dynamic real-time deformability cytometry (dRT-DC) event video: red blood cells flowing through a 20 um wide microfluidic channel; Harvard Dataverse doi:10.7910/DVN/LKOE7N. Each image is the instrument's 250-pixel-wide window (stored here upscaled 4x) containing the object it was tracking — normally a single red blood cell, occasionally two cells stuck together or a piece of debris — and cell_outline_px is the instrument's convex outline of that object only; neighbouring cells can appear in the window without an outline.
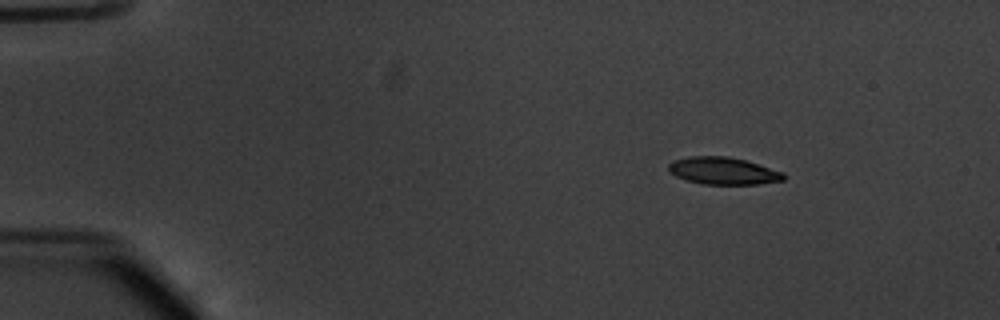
{"species": "common noctule bat (a hibernating species)", "species_latin": "Nyctalus noctula", "temperature_condition": "warm", "stored_images_in_passage": 47, "camera_frame_rate_fps": 3000, "um_per_image_px": 0.085, "animal": {"sex": "male", "body_mass_g": 20.1, "forearm_length_mm": 53.5}, "frame": {"image": 1, "passage_image": 1, "time_ms": 0.0, "image_size_px": [1000, 320], "cell_outline_px": [[788, 176], [784, 180], [760, 184], [704, 184], [684, 180], [668, 172], [668, 164], [672, 160], [688, 156], [728, 156], [744, 160], [784, 172]], "centroid_in_image_um": [61.45, 14.52], "position_along_channel_um": 23.5, "area_um2": 18.5}}
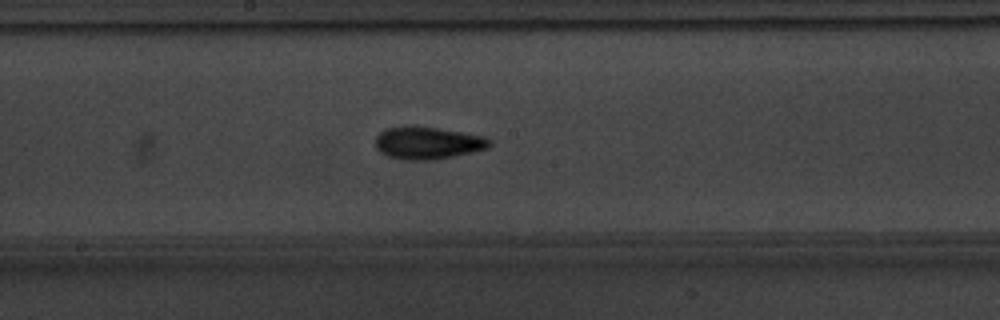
{"frame": {"image": 2, "passage_image": 23, "time_ms": 7.333, "image_size_px": [1000, 320], "cell_outline_px": [[492, 144], [488, 148], [472, 152], [436, 160], [404, 160], [388, 156], [380, 152], [376, 148], [376, 136], [380, 132], [388, 128], [412, 124], [484, 136], [492, 140]], "centroid_in_image_um": [36.35, 12.14], "position_along_channel_um": 211.9, "area_um2": 21.79}}
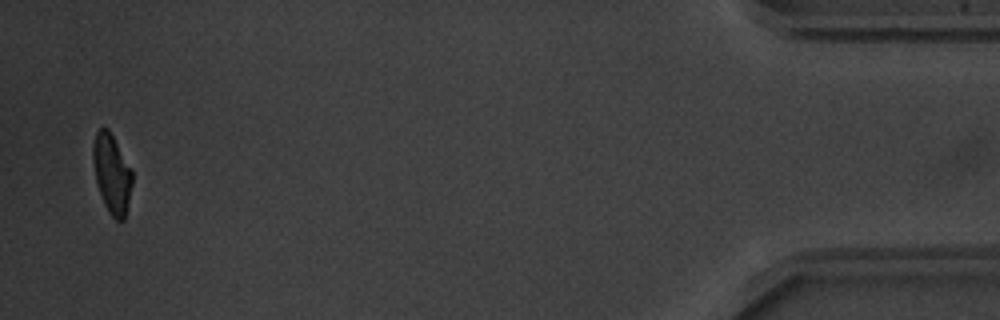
{"frame": {"image": 3, "passage_image": 46, "time_ms": 15.0, "image_size_px": [1000, 320], "cell_outline_px": [[132, 184], [124, 220], [116, 220], [108, 212], [104, 204], [96, 180], [92, 160], [92, 144], [96, 132], [100, 128], [108, 128], [132, 168]], "centroid_in_image_um": [9.5, 14.73], "position_along_channel_um": 425.7, "area_um2": 18.09}, "authors_computed_cell_mechanics": {"area_um2": 19.4786, "velocity_mm_per_s": 3.8011, "shape_relaxation_time_tau1_ms": 3.3209, "shape_relaxation_time_tau2_ms": 2.2649, "deformation_change_tau1": 0.1561, "deformation_change_tau2": 0.0934}}